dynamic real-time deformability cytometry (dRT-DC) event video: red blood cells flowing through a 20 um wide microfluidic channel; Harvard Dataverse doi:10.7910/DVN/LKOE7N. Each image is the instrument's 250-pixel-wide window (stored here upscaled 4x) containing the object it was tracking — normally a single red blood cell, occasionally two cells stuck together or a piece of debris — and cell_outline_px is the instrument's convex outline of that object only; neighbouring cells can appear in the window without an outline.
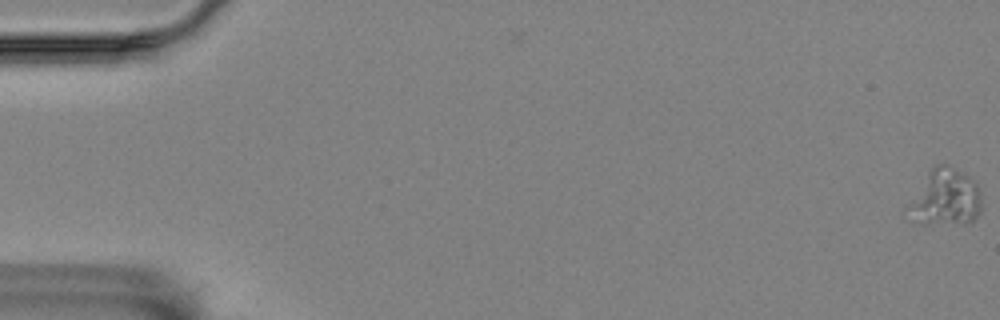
{"species": "Egyptian fruit bat (a non-hibernating species)", "species_latin": "Rousettus aegyptiacus", "temperature_condition": "room temperature", "stored_images_in_passage": 2, "camera_frame_rate_fps": 3000, "um_per_image_px": 0.085, "animal": {"sex": "female"}, "frame": {"image": 1, "passage_image": 2, "time_ms": 0.333, "image_size_px": [1000, 320], "cell_outline_px": [[980, 212], [972, 220], [952, 220], [936, 216], [912, 204], [928, 172], [936, 164], [944, 164], [968, 176], [976, 184], [980, 200]], "centroid_in_image_um": [80.64, 16.53], "position_along_channel_um": 4.4, "area_um2": 19.54}}